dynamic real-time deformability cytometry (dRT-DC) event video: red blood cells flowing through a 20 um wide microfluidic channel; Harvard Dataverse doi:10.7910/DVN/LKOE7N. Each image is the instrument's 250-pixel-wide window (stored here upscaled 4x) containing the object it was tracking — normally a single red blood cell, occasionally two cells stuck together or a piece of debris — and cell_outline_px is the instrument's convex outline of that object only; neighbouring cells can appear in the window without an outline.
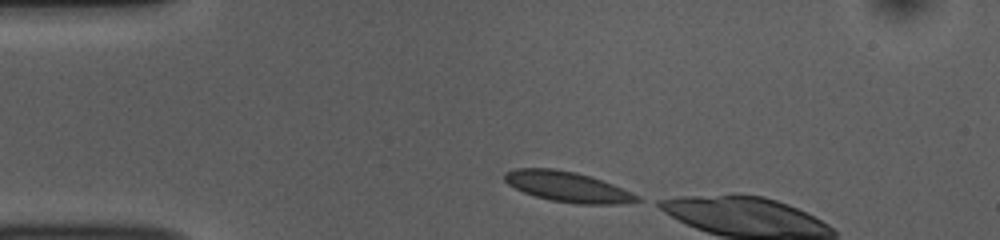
{"species": "common noctule bat (a hibernating species)", "species_latin": "Nyctalus noctula", "temperature_condition": "room temperature", "stored_images_in_passage": 3, "camera_frame_rate_fps": 3000, "um_per_image_px": 0.085, "animal": {"sex": "female", "body_mass_g": 10.0, "forearm_length_mm": 53.1}, "frame": {"image": 1, "passage_image": 1, "time_ms": 0.0, "image_size_px": [1000, 240], "cell_outline_px": [[640, 200], [624, 204], [576, 204], [552, 200], [536, 196], [524, 192], [508, 184], [504, 180], [504, 172], [516, 168], [552, 168], [576, 172], [612, 184], [640, 196]], "centroid_in_image_um": [48.23, 15.87], "position_along_channel_um": 36.8, "area_um2": 23.18}}